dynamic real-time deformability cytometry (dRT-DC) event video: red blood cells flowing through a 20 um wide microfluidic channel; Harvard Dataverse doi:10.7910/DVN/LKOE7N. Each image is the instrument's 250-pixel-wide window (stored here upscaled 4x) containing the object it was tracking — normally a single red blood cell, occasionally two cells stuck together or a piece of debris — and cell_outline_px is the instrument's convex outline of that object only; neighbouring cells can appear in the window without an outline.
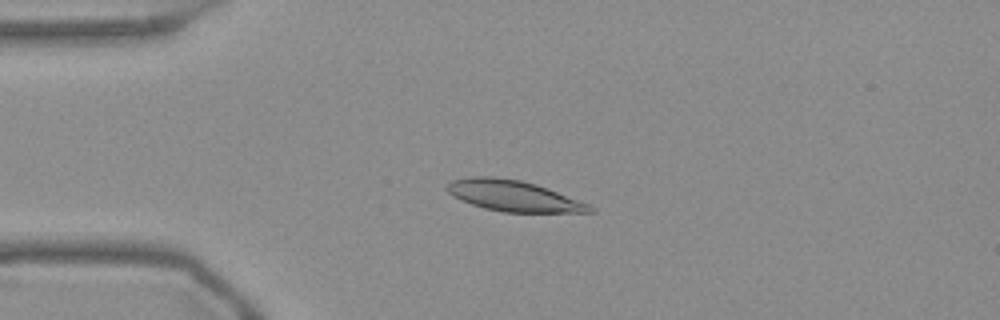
{"species": "Egyptian fruit bat (a non-hibernating species)", "species_latin": "Rousettus aegyptiacus", "temperature_condition": "warm", "stored_images_in_passage": 54, "camera_frame_rate_fps": 3000, "um_per_image_px": 0.085, "frame": {"image": 1, "passage_image": 13, "time_ms": 4.0, "image_size_px": [1000, 320], "cell_outline_px": [[596, 212], [504, 212], [484, 208], [460, 200], [452, 196], [444, 188], [452, 180], [468, 176], [492, 176], [520, 180], [536, 184], [588, 204], [596, 208]], "centroid_in_image_um": [43.59, 16.64], "position_along_channel_um": 41.4, "area_um2": 25.61}}
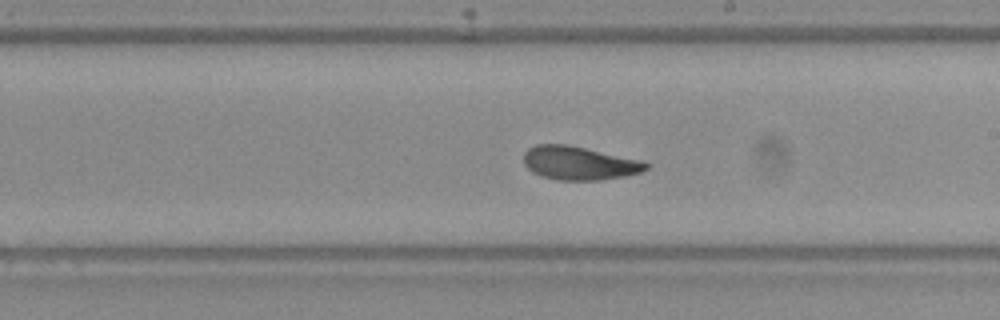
{"frame": {"image": 2, "passage_image": 31, "time_ms": 10.0, "image_size_px": [1000, 320], "cell_outline_px": [[652, 164], [648, 168], [640, 172], [624, 176], [600, 180], [556, 180], [532, 172], [524, 164], [524, 152], [528, 148], [536, 144], [568, 144], [644, 160]], "centroid_in_image_um": [49.27, 13.85], "position_along_channel_um": 239.7, "area_um2": 24.16}}
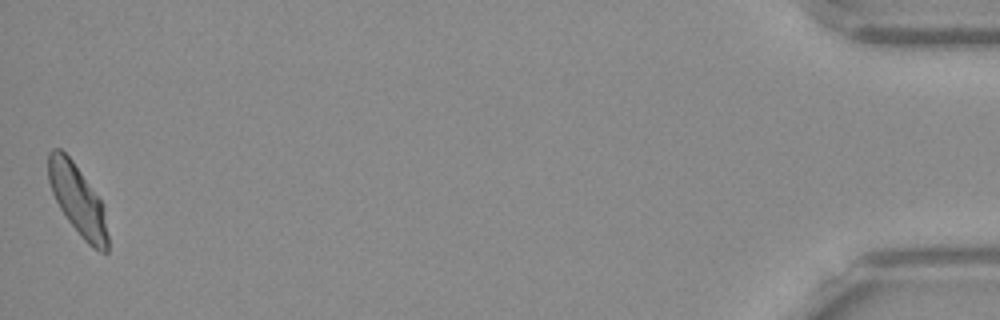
{"frame": {"image": 3, "passage_image": 54, "time_ms": 17.667, "image_size_px": [1000, 320], "cell_outline_px": [[108, 252], [100, 252], [92, 248], [80, 236], [68, 220], [60, 208], [52, 192], [48, 180], [48, 152], [52, 148], [60, 148], [72, 160], [100, 200], [104, 208], [108, 236]], "centroid_in_image_um": [6.6, 17.01], "position_along_channel_um": 428.6, "area_um2": 24.1}, "authors_computed_cell_mechanics": {"area_um2": 24.4205, "velocity_mm_per_s": 3.7114, "shape_relaxation_time_tau1_ms": 3.3243, "shape_relaxation_time_tau2_ms": 1.6512, "deformation_change_tau1": 0.1249, "deformation_change_tau2": 0.0676}}